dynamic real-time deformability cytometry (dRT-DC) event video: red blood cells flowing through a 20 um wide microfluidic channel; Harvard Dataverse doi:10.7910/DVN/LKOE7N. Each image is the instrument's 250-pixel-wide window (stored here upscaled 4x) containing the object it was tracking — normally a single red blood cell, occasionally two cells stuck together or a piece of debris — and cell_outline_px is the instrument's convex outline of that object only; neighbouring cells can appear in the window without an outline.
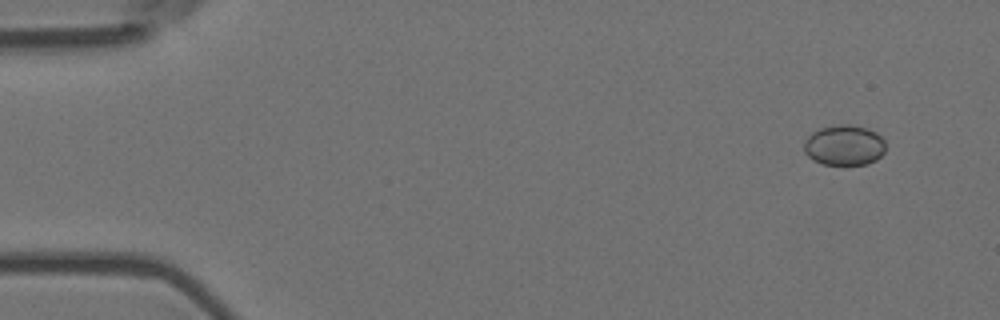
{"species": "Egyptian fruit bat (a non-hibernating species)", "species_latin": "Rousettus aegyptiacus", "temperature_condition": "room temperature", "stored_images_in_passage": 4, "camera_frame_rate_fps": 3000, "um_per_image_px": 0.085, "animal": {"sex": "female"}, "frame": {"image": 1, "passage_image": 1, "time_ms": 0.0, "image_size_px": [1000, 320], "cell_outline_px": [[884, 152], [876, 160], [868, 164], [824, 164], [812, 160], [804, 152], [804, 140], [812, 132], [820, 128], [840, 124], [848, 124], [868, 128], [876, 132], [884, 140]], "centroid_in_image_um": [71.75, 12.34], "position_along_channel_um": 13.3, "area_um2": 19.25}}
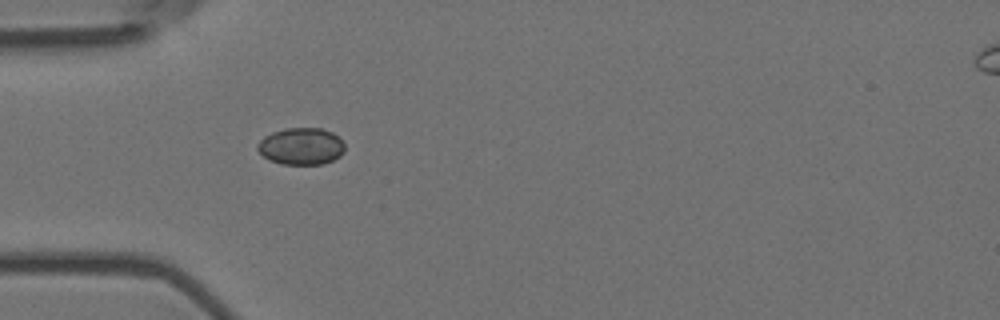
{"frame": {"image": 2, "passage_image": 4, "time_ms": 1.0, "image_size_px": [1000, 320], "cell_outline_px": [[344, 152], [340, 156], [324, 164], [280, 164], [268, 160], [256, 148], [256, 144], [264, 136], [272, 132], [284, 128], [320, 128], [332, 132], [340, 136], [344, 144]], "centroid_in_image_um": [25.6, 12.43], "position_along_channel_um": 59.4, "area_um2": 19.02}}